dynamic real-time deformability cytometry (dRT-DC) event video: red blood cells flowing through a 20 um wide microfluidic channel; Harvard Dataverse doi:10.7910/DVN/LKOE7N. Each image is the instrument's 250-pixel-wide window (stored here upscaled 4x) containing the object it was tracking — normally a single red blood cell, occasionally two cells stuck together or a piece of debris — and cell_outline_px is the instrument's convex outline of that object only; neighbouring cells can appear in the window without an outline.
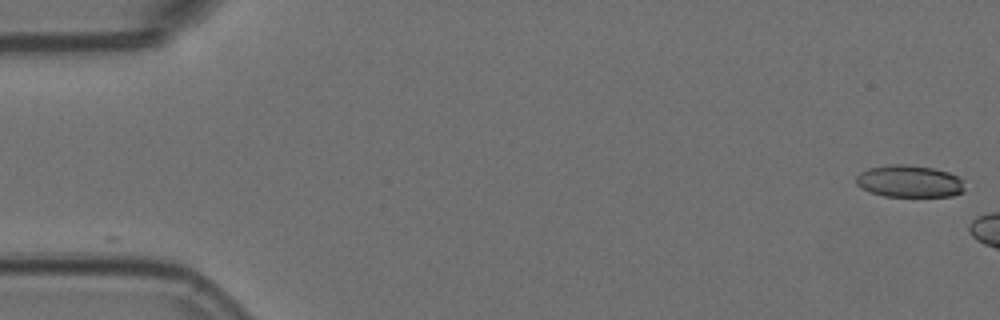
{"species": "Egyptian fruit bat (a non-hibernating species)", "species_latin": "Rousettus aegyptiacus", "temperature_condition": "room temperature", "stored_images_in_passage": 10, "camera_frame_rate_fps": 3000, "um_per_image_px": 0.085, "animal": {"sex": "female"}, "frame": {"image": 1, "passage_image": 1, "time_ms": 0.0, "image_size_px": [1000, 320], "cell_outline_px": [[964, 192], [952, 196], [884, 196], [860, 188], [856, 184], [856, 176], [860, 172], [868, 168], [892, 164], [908, 164], [932, 168], [948, 172], [964, 180]], "centroid_in_image_um": [77.3, 15.41], "position_along_channel_um": 7.7, "area_um2": 20.4}}